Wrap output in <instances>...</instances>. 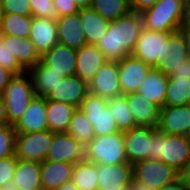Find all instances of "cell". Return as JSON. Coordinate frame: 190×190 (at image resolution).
Here are the masks:
<instances>
[{
	"mask_svg": "<svg viewBox=\"0 0 190 190\" xmlns=\"http://www.w3.org/2000/svg\"><path fill=\"white\" fill-rule=\"evenodd\" d=\"M167 84L168 76L152 67L137 92L159 107H164Z\"/></svg>",
	"mask_w": 190,
	"mask_h": 190,
	"instance_id": "d4e9b609",
	"label": "cell"
},
{
	"mask_svg": "<svg viewBox=\"0 0 190 190\" xmlns=\"http://www.w3.org/2000/svg\"><path fill=\"white\" fill-rule=\"evenodd\" d=\"M91 8L108 21H114L131 11L129 0H92Z\"/></svg>",
	"mask_w": 190,
	"mask_h": 190,
	"instance_id": "836d02e7",
	"label": "cell"
},
{
	"mask_svg": "<svg viewBox=\"0 0 190 190\" xmlns=\"http://www.w3.org/2000/svg\"><path fill=\"white\" fill-rule=\"evenodd\" d=\"M29 38L33 42L36 51L42 56L45 52L59 43L56 20L32 16Z\"/></svg>",
	"mask_w": 190,
	"mask_h": 190,
	"instance_id": "44dd1931",
	"label": "cell"
},
{
	"mask_svg": "<svg viewBox=\"0 0 190 190\" xmlns=\"http://www.w3.org/2000/svg\"><path fill=\"white\" fill-rule=\"evenodd\" d=\"M179 179L182 181L185 190H190V163L179 172Z\"/></svg>",
	"mask_w": 190,
	"mask_h": 190,
	"instance_id": "bcb514c9",
	"label": "cell"
},
{
	"mask_svg": "<svg viewBox=\"0 0 190 190\" xmlns=\"http://www.w3.org/2000/svg\"><path fill=\"white\" fill-rule=\"evenodd\" d=\"M76 52L75 49L57 43L41 56V60L63 77L72 76L76 72Z\"/></svg>",
	"mask_w": 190,
	"mask_h": 190,
	"instance_id": "7402d4cb",
	"label": "cell"
},
{
	"mask_svg": "<svg viewBox=\"0 0 190 190\" xmlns=\"http://www.w3.org/2000/svg\"><path fill=\"white\" fill-rule=\"evenodd\" d=\"M188 59L186 45L182 33L178 30L169 34L164 41L162 60L156 69L169 76L174 69H178Z\"/></svg>",
	"mask_w": 190,
	"mask_h": 190,
	"instance_id": "9a60e30c",
	"label": "cell"
},
{
	"mask_svg": "<svg viewBox=\"0 0 190 190\" xmlns=\"http://www.w3.org/2000/svg\"><path fill=\"white\" fill-rule=\"evenodd\" d=\"M71 181L80 190H97L98 164L82 160L75 164Z\"/></svg>",
	"mask_w": 190,
	"mask_h": 190,
	"instance_id": "4dcf8cb0",
	"label": "cell"
},
{
	"mask_svg": "<svg viewBox=\"0 0 190 190\" xmlns=\"http://www.w3.org/2000/svg\"><path fill=\"white\" fill-rule=\"evenodd\" d=\"M79 108L93 125L95 136L110 135L119 131L107 99L89 93Z\"/></svg>",
	"mask_w": 190,
	"mask_h": 190,
	"instance_id": "8992f818",
	"label": "cell"
},
{
	"mask_svg": "<svg viewBox=\"0 0 190 190\" xmlns=\"http://www.w3.org/2000/svg\"><path fill=\"white\" fill-rule=\"evenodd\" d=\"M40 173V162L17 159L12 181L19 190H38L42 188Z\"/></svg>",
	"mask_w": 190,
	"mask_h": 190,
	"instance_id": "83f0119b",
	"label": "cell"
},
{
	"mask_svg": "<svg viewBox=\"0 0 190 190\" xmlns=\"http://www.w3.org/2000/svg\"><path fill=\"white\" fill-rule=\"evenodd\" d=\"M9 124V120L6 112V105L2 96H0V126Z\"/></svg>",
	"mask_w": 190,
	"mask_h": 190,
	"instance_id": "681fc988",
	"label": "cell"
},
{
	"mask_svg": "<svg viewBox=\"0 0 190 190\" xmlns=\"http://www.w3.org/2000/svg\"><path fill=\"white\" fill-rule=\"evenodd\" d=\"M179 31L182 33L184 37V42L186 45V51L188 59H190V28L186 27L184 24L181 25Z\"/></svg>",
	"mask_w": 190,
	"mask_h": 190,
	"instance_id": "7dc6e473",
	"label": "cell"
},
{
	"mask_svg": "<svg viewBox=\"0 0 190 190\" xmlns=\"http://www.w3.org/2000/svg\"><path fill=\"white\" fill-rule=\"evenodd\" d=\"M190 128V106H164L160 109L157 129L168 135H186Z\"/></svg>",
	"mask_w": 190,
	"mask_h": 190,
	"instance_id": "e0dca14e",
	"label": "cell"
},
{
	"mask_svg": "<svg viewBox=\"0 0 190 190\" xmlns=\"http://www.w3.org/2000/svg\"><path fill=\"white\" fill-rule=\"evenodd\" d=\"M1 4L5 13L32 16L30 0H1Z\"/></svg>",
	"mask_w": 190,
	"mask_h": 190,
	"instance_id": "ab89813d",
	"label": "cell"
},
{
	"mask_svg": "<svg viewBox=\"0 0 190 190\" xmlns=\"http://www.w3.org/2000/svg\"><path fill=\"white\" fill-rule=\"evenodd\" d=\"M158 190H185L183 183L180 179L173 181L171 183L165 184Z\"/></svg>",
	"mask_w": 190,
	"mask_h": 190,
	"instance_id": "f907efd6",
	"label": "cell"
},
{
	"mask_svg": "<svg viewBox=\"0 0 190 190\" xmlns=\"http://www.w3.org/2000/svg\"><path fill=\"white\" fill-rule=\"evenodd\" d=\"M169 34L143 28L131 55L155 68L162 60L164 41Z\"/></svg>",
	"mask_w": 190,
	"mask_h": 190,
	"instance_id": "7c38bea8",
	"label": "cell"
},
{
	"mask_svg": "<svg viewBox=\"0 0 190 190\" xmlns=\"http://www.w3.org/2000/svg\"><path fill=\"white\" fill-rule=\"evenodd\" d=\"M89 94L88 82L79 76L64 77L46 96V100L65 102L79 108L81 102Z\"/></svg>",
	"mask_w": 190,
	"mask_h": 190,
	"instance_id": "5bb4252c",
	"label": "cell"
},
{
	"mask_svg": "<svg viewBox=\"0 0 190 190\" xmlns=\"http://www.w3.org/2000/svg\"><path fill=\"white\" fill-rule=\"evenodd\" d=\"M108 107L117 123L119 131H126L137 127L134 124L127 98L124 95L108 99Z\"/></svg>",
	"mask_w": 190,
	"mask_h": 190,
	"instance_id": "e575fe53",
	"label": "cell"
},
{
	"mask_svg": "<svg viewBox=\"0 0 190 190\" xmlns=\"http://www.w3.org/2000/svg\"><path fill=\"white\" fill-rule=\"evenodd\" d=\"M0 65L12 71L15 75L23 74L26 71L20 66L16 57L8 49V35L0 31Z\"/></svg>",
	"mask_w": 190,
	"mask_h": 190,
	"instance_id": "8d00e7d4",
	"label": "cell"
},
{
	"mask_svg": "<svg viewBox=\"0 0 190 190\" xmlns=\"http://www.w3.org/2000/svg\"><path fill=\"white\" fill-rule=\"evenodd\" d=\"M53 132L42 130L31 133L16 132L15 156L26 161L42 163L52 143Z\"/></svg>",
	"mask_w": 190,
	"mask_h": 190,
	"instance_id": "ba28073f",
	"label": "cell"
},
{
	"mask_svg": "<svg viewBox=\"0 0 190 190\" xmlns=\"http://www.w3.org/2000/svg\"><path fill=\"white\" fill-rule=\"evenodd\" d=\"M136 126L155 128L158 125L160 109L158 105L138 92L124 95Z\"/></svg>",
	"mask_w": 190,
	"mask_h": 190,
	"instance_id": "ac0fdd59",
	"label": "cell"
},
{
	"mask_svg": "<svg viewBox=\"0 0 190 190\" xmlns=\"http://www.w3.org/2000/svg\"><path fill=\"white\" fill-rule=\"evenodd\" d=\"M55 190H80L71 180L65 182L60 187L56 188Z\"/></svg>",
	"mask_w": 190,
	"mask_h": 190,
	"instance_id": "816d5d0a",
	"label": "cell"
},
{
	"mask_svg": "<svg viewBox=\"0 0 190 190\" xmlns=\"http://www.w3.org/2000/svg\"><path fill=\"white\" fill-rule=\"evenodd\" d=\"M190 99V78H168L164 106H182Z\"/></svg>",
	"mask_w": 190,
	"mask_h": 190,
	"instance_id": "1f68e13d",
	"label": "cell"
},
{
	"mask_svg": "<svg viewBox=\"0 0 190 190\" xmlns=\"http://www.w3.org/2000/svg\"><path fill=\"white\" fill-rule=\"evenodd\" d=\"M129 190H154V189L132 177L129 184Z\"/></svg>",
	"mask_w": 190,
	"mask_h": 190,
	"instance_id": "c3c4849f",
	"label": "cell"
},
{
	"mask_svg": "<svg viewBox=\"0 0 190 190\" xmlns=\"http://www.w3.org/2000/svg\"><path fill=\"white\" fill-rule=\"evenodd\" d=\"M85 159V146L67 132L53 133L46 161L76 164Z\"/></svg>",
	"mask_w": 190,
	"mask_h": 190,
	"instance_id": "30bf717a",
	"label": "cell"
},
{
	"mask_svg": "<svg viewBox=\"0 0 190 190\" xmlns=\"http://www.w3.org/2000/svg\"><path fill=\"white\" fill-rule=\"evenodd\" d=\"M36 96L30 75H15L6 86L2 98L6 105L9 124L14 125Z\"/></svg>",
	"mask_w": 190,
	"mask_h": 190,
	"instance_id": "5b68a950",
	"label": "cell"
},
{
	"mask_svg": "<svg viewBox=\"0 0 190 190\" xmlns=\"http://www.w3.org/2000/svg\"><path fill=\"white\" fill-rule=\"evenodd\" d=\"M150 159L161 160L180 172L190 163V142L184 135H168L155 127Z\"/></svg>",
	"mask_w": 190,
	"mask_h": 190,
	"instance_id": "3957f363",
	"label": "cell"
},
{
	"mask_svg": "<svg viewBox=\"0 0 190 190\" xmlns=\"http://www.w3.org/2000/svg\"><path fill=\"white\" fill-rule=\"evenodd\" d=\"M14 76L12 71L0 65V96L3 95L6 86Z\"/></svg>",
	"mask_w": 190,
	"mask_h": 190,
	"instance_id": "ee69618b",
	"label": "cell"
},
{
	"mask_svg": "<svg viewBox=\"0 0 190 190\" xmlns=\"http://www.w3.org/2000/svg\"><path fill=\"white\" fill-rule=\"evenodd\" d=\"M106 61L108 59L95 45L83 46L76 52L75 75L89 83Z\"/></svg>",
	"mask_w": 190,
	"mask_h": 190,
	"instance_id": "603a6c76",
	"label": "cell"
},
{
	"mask_svg": "<svg viewBox=\"0 0 190 190\" xmlns=\"http://www.w3.org/2000/svg\"><path fill=\"white\" fill-rule=\"evenodd\" d=\"M54 0H30L32 16L49 19H57V13L53 6Z\"/></svg>",
	"mask_w": 190,
	"mask_h": 190,
	"instance_id": "f35d334b",
	"label": "cell"
},
{
	"mask_svg": "<svg viewBox=\"0 0 190 190\" xmlns=\"http://www.w3.org/2000/svg\"><path fill=\"white\" fill-rule=\"evenodd\" d=\"M143 25L141 12L130 11L109 21L106 32L95 44L108 60H121L132 54Z\"/></svg>",
	"mask_w": 190,
	"mask_h": 190,
	"instance_id": "6da1fadb",
	"label": "cell"
},
{
	"mask_svg": "<svg viewBox=\"0 0 190 190\" xmlns=\"http://www.w3.org/2000/svg\"><path fill=\"white\" fill-rule=\"evenodd\" d=\"M186 27L190 28V9H186L185 19L183 23Z\"/></svg>",
	"mask_w": 190,
	"mask_h": 190,
	"instance_id": "11a10c76",
	"label": "cell"
},
{
	"mask_svg": "<svg viewBox=\"0 0 190 190\" xmlns=\"http://www.w3.org/2000/svg\"><path fill=\"white\" fill-rule=\"evenodd\" d=\"M77 109L72 104L47 100V124L53 133L67 132L70 120Z\"/></svg>",
	"mask_w": 190,
	"mask_h": 190,
	"instance_id": "f1b7e54d",
	"label": "cell"
},
{
	"mask_svg": "<svg viewBox=\"0 0 190 190\" xmlns=\"http://www.w3.org/2000/svg\"><path fill=\"white\" fill-rule=\"evenodd\" d=\"M16 131L12 124L0 126V159L15 154Z\"/></svg>",
	"mask_w": 190,
	"mask_h": 190,
	"instance_id": "74e56055",
	"label": "cell"
},
{
	"mask_svg": "<svg viewBox=\"0 0 190 190\" xmlns=\"http://www.w3.org/2000/svg\"><path fill=\"white\" fill-rule=\"evenodd\" d=\"M17 157L14 155L0 159V189L7 182L12 181L17 165Z\"/></svg>",
	"mask_w": 190,
	"mask_h": 190,
	"instance_id": "60d3db41",
	"label": "cell"
},
{
	"mask_svg": "<svg viewBox=\"0 0 190 190\" xmlns=\"http://www.w3.org/2000/svg\"><path fill=\"white\" fill-rule=\"evenodd\" d=\"M30 75L36 96L46 97L64 77L52 71L42 60L27 71Z\"/></svg>",
	"mask_w": 190,
	"mask_h": 190,
	"instance_id": "484cf974",
	"label": "cell"
},
{
	"mask_svg": "<svg viewBox=\"0 0 190 190\" xmlns=\"http://www.w3.org/2000/svg\"><path fill=\"white\" fill-rule=\"evenodd\" d=\"M176 77L190 78V59L184 61L183 65H181L178 69H174V71L168 76V78Z\"/></svg>",
	"mask_w": 190,
	"mask_h": 190,
	"instance_id": "f6af8a7d",
	"label": "cell"
},
{
	"mask_svg": "<svg viewBox=\"0 0 190 190\" xmlns=\"http://www.w3.org/2000/svg\"><path fill=\"white\" fill-rule=\"evenodd\" d=\"M159 0H129L132 11L142 12L143 10L155 5Z\"/></svg>",
	"mask_w": 190,
	"mask_h": 190,
	"instance_id": "7bdbcfd3",
	"label": "cell"
},
{
	"mask_svg": "<svg viewBox=\"0 0 190 190\" xmlns=\"http://www.w3.org/2000/svg\"><path fill=\"white\" fill-rule=\"evenodd\" d=\"M0 190H19V188L13 181H10L5 183Z\"/></svg>",
	"mask_w": 190,
	"mask_h": 190,
	"instance_id": "db71d44e",
	"label": "cell"
},
{
	"mask_svg": "<svg viewBox=\"0 0 190 190\" xmlns=\"http://www.w3.org/2000/svg\"><path fill=\"white\" fill-rule=\"evenodd\" d=\"M127 161L134 164L152 157L153 128L137 126L123 131Z\"/></svg>",
	"mask_w": 190,
	"mask_h": 190,
	"instance_id": "8fae6325",
	"label": "cell"
},
{
	"mask_svg": "<svg viewBox=\"0 0 190 190\" xmlns=\"http://www.w3.org/2000/svg\"><path fill=\"white\" fill-rule=\"evenodd\" d=\"M85 160L102 165L128 162L123 131L105 136H94L85 146Z\"/></svg>",
	"mask_w": 190,
	"mask_h": 190,
	"instance_id": "277c9868",
	"label": "cell"
},
{
	"mask_svg": "<svg viewBox=\"0 0 190 190\" xmlns=\"http://www.w3.org/2000/svg\"><path fill=\"white\" fill-rule=\"evenodd\" d=\"M75 164L67 162L43 161L41 163V187L55 190L72 179Z\"/></svg>",
	"mask_w": 190,
	"mask_h": 190,
	"instance_id": "cb8c5ba5",
	"label": "cell"
},
{
	"mask_svg": "<svg viewBox=\"0 0 190 190\" xmlns=\"http://www.w3.org/2000/svg\"><path fill=\"white\" fill-rule=\"evenodd\" d=\"M67 133L75 137L84 146L95 136L93 125L90 124L80 108L74 111Z\"/></svg>",
	"mask_w": 190,
	"mask_h": 190,
	"instance_id": "d590c367",
	"label": "cell"
},
{
	"mask_svg": "<svg viewBox=\"0 0 190 190\" xmlns=\"http://www.w3.org/2000/svg\"><path fill=\"white\" fill-rule=\"evenodd\" d=\"M58 42L72 49L79 50L87 45L80 13L57 17L56 19Z\"/></svg>",
	"mask_w": 190,
	"mask_h": 190,
	"instance_id": "d6986e66",
	"label": "cell"
},
{
	"mask_svg": "<svg viewBox=\"0 0 190 190\" xmlns=\"http://www.w3.org/2000/svg\"><path fill=\"white\" fill-rule=\"evenodd\" d=\"M53 6L58 17L72 15L78 13L80 10L74 0H54Z\"/></svg>",
	"mask_w": 190,
	"mask_h": 190,
	"instance_id": "b9f144b4",
	"label": "cell"
},
{
	"mask_svg": "<svg viewBox=\"0 0 190 190\" xmlns=\"http://www.w3.org/2000/svg\"><path fill=\"white\" fill-rule=\"evenodd\" d=\"M117 190H129V185L120 186Z\"/></svg>",
	"mask_w": 190,
	"mask_h": 190,
	"instance_id": "6f0895ef",
	"label": "cell"
},
{
	"mask_svg": "<svg viewBox=\"0 0 190 190\" xmlns=\"http://www.w3.org/2000/svg\"><path fill=\"white\" fill-rule=\"evenodd\" d=\"M8 49L26 72L41 61L30 38L8 35Z\"/></svg>",
	"mask_w": 190,
	"mask_h": 190,
	"instance_id": "4316f807",
	"label": "cell"
},
{
	"mask_svg": "<svg viewBox=\"0 0 190 190\" xmlns=\"http://www.w3.org/2000/svg\"><path fill=\"white\" fill-rule=\"evenodd\" d=\"M32 25V16H24L16 13H5L0 26L3 35H15L29 38Z\"/></svg>",
	"mask_w": 190,
	"mask_h": 190,
	"instance_id": "d6a6232c",
	"label": "cell"
},
{
	"mask_svg": "<svg viewBox=\"0 0 190 190\" xmlns=\"http://www.w3.org/2000/svg\"><path fill=\"white\" fill-rule=\"evenodd\" d=\"M16 132L31 133L49 130L47 124L46 97L35 96L29 103L23 115L13 125Z\"/></svg>",
	"mask_w": 190,
	"mask_h": 190,
	"instance_id": "2e32d148",
	"label": "cell"
},
{
	"mask_svg": "<svg viewBox=\"0 0 190 190\" xmlns=\"http://www.w3.org/2000/svg\"><path fill=\"white\" fill-rule=\"evenodd\" d=\"M185 136H186V139L190 142V128Z\"/></svg>",
	"mask_w": 190,
	"mask_h": 190,
	"instance_id": "680465c9",
	"label": "cell"
},
{
	"mask_svg": "<svg viewBox=\"0 0 190 190\" xmlns=\"http://www.w3.org/2000/svg\"><path fill=\"white\" fill-rule=\"evenodd\" d=\"M152 67L129 55L118 60L119 81L122 95L137 92Z\"/></svg>",
	"mask_w": 190,
	"mask_h": 190,
	"instance_id": "4fadbf2b",
	"label": "cell"
},
{
	"mask_svg": "<svg viewBox=\"0 0 190 190\" xmlns=\"http://www.w3.org/2000/svg\"><path fill=\"white\" fill-rule=\"evenodd\" d=\"M187 7L186 9H190V0H186Z\"/></svg>",
	"mask_w": 190,
	"mask_h": 190,
	"instance_id": "91938a15",
	"label": "cell"
},
{
	"mask_svg": "<svg viewBox=\"0 0 190 190\" xmlns=\"http://www.w3.org/2000/svg\"><path fill=\"white\" fill-rule=\"evenodd\" d=\"M76 5L80 8H90L92 0H74Z\"/></svg>",
	"mask_w": 190,
	"mask_h": 190,
	"instance_id": "f5cc1de1",
	"label": "cell"
},
{
	"mask_svg": "<svg viewBox=\"0 0 190 190\" xmlns=\"http://www.w3.org/2000/svg\"><path fill=\"white\" fill-rule=\"evenodd\" d=\"M87 45H95L106 32L109 21L90 8L79 10Z\"/></svg>",
	"mask_w": 190,
	"mask_h": 190,
	"instance_id": "f546056e",
	"label": "cell"
},
{
	"mask_svg": "<svg viewBox=\"0 0 190 190\" xmlns=\"http://www.w3.org/2000/svg\"><path fill=\"white\" fill-rule=\"evenodd\" d=\"M186 0H159L141 12L145 29L172 33L184 23Z\"/></svg>",
	"mask_w": 190,
	"mask_h": 190,
	"instance_id": "7a4b0ae2",
	"label": "cell"
},
{
	"mask_svg": "<svg viewBox=\"0 0 190 190\" xmlns=\"http://www.w3.org/2000/svg\"><path fill=\"white\" fill-rule=\"evenodd\" d=\"M133 177L154 190L179 179V171L161 160L146 159L133 164Z\"/></svg>",
	"mask_w": 190,
	"mask_h": 190,
	"instance_id": "52a82bcc",
	"label": "cell"
},
{
	"mask_svg": "<svg viewBox=\"0 0 190 190\" xmlns=\"http://www.w3.org/2000/svg\"><path fill=\"white\" fill-rule=\"evenodd\" d=\"M133 177V164L129 162L102 165L98 164L97 190H117L129 185Z\"/></svg>",
	"mask_w": 190,
	"mask_h": 190,
	"instance_id": "ffe728a7",
	"label": "cell"
},
{
	"mask_svg": "<svg viewBox=\"0 0 190 190\" xmlns=\"http://www.w3.org/2000/svg\"><path fill=\"white\" fill-rule=\"evenodd\" d=\"M4 15H5V12H4L3 6L1 4V0H0V26H1L2 21L4 19Z\"/></svg>",
	"mask_w": 190,
	"mask_h": 190,
	"instance_id": "9f6ffc18",
	"label": "cell"
},
{
	"mask_svg": "<svg viewBox=\"0 0 190 190\" xmlns=\"http://www.w3.org/2000/svg\"><path fill=\"white\" fill-rule=\"evenodd\" d=\"M88 85L89 93L107 100L122 96L118 61H106L89 81Z\"/></svg>",
	"mask_w": 190,
	"mask_h": 190,
	"instance_id": "9c48e42d",
	"label": "cell"
}]
</instances>
